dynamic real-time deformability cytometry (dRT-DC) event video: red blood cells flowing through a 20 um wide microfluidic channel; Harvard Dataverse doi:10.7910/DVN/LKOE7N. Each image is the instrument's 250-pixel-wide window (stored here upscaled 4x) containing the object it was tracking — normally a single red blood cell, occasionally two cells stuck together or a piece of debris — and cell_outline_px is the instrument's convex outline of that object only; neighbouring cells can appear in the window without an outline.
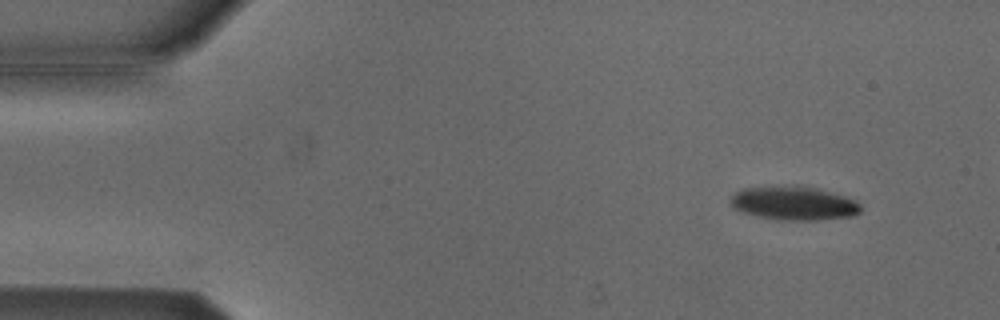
{"species": "Egyptian fruit bat (a non-hibernating species)", "species_latin": "Rousettus aegyptiacus", "temperature_condition": "cold", "stored_images_in_passage": 5, "camera_frame_rate_fps": 3000, "um_per_image_px": 0.085, "animal": {"sex": "male"}, "frame": {"image": 1, "passage_image": 2, "time_ms": 0.333, "image_size_px": [1000, 320], "cell_outline_px": [[860, 212], [852, 216], [816, 220], [784, 220], [760, 216], [744, 212], [736, 208], [728, 200], [736, 192], [744, 188], [816, 188], [844, 196], [856, 200], [860, 204]], "centroid_in_image_um": [67.52, 17.31], "position_along_channel_um": 17.5, "area_um2": 24.45}}
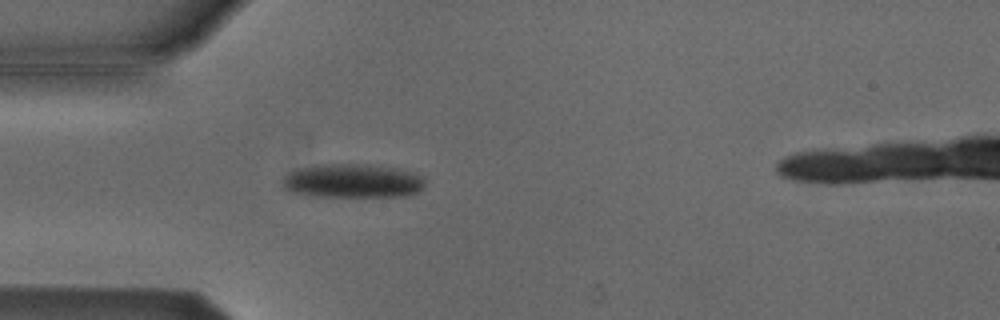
{"frame": {"image": 2, "passage_image": 5, "time_ms": 1.333, "image_size_px": [1000, 320], "cell_outline_px": [[424, 184], [416, 192], [404, 196], [312, 196], [292, 192], [284, 188], [284, 176], [288, 172], [296, 168], [320, 164], [368, 164], [400, 168], [424, 176]], "centroid_in_image_um": [29.96, 15.36], "position_along_channel_um": 55.0, "area_um2": 28.26}}